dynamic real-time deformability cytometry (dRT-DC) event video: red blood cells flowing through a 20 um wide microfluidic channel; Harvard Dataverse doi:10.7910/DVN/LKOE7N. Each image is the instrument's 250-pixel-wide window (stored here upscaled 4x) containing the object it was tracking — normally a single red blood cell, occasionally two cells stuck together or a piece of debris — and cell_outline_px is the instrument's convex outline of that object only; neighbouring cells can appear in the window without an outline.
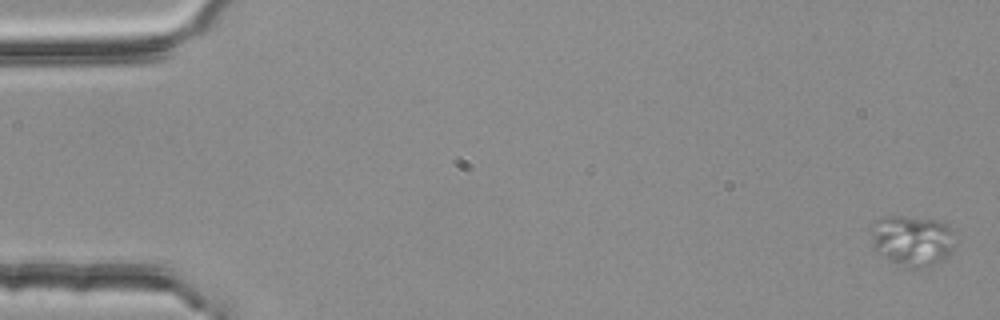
{"species": "common noctule bat (a hibernating species)", "species_latin": "Nyctalus noctula", "temperature_condition": "room temperature", "stored_images_in_passage": 6, "camera_frame_rate_fps": 3000, "um_per_image_px": 0.085, "animal": {"sex": "female", "body_mass_g": 25.1}, "frame": {"image": 1, "passage_image": 1, "time_ms": 0.0, "image_size_px": [1000, 320], "cell_outline_px": [[952, 248], [948, 256], [944, 260], [916, 268], [908, 268], [876, 252], [872, 244], [872, 224], [876, 220], [884, 216], [904, 216], [936, 220], [948, 224]], "centroid_in_image_um": [77.48, 20.42], "position_along_channel_um": 7.5, "area_um2": 24.22}}
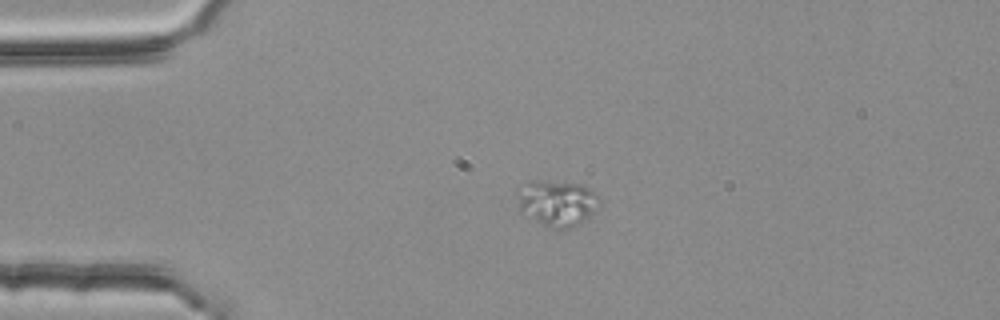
{"frame": {"image": 2, "passage_image": 4, "time_ms": 1.0, "image_size_px": [1000, 320], "cell_outline_px": [[600, 200], [592, 212], [584, 220], [568, 228], [552, 228], [520, 212], [516, 192], [516, 188], [532, 180], [544, 180], [584, 184]], "centroid_in_image_um": [47.28, 17.21], "position_along_channel_um": 37.7, "area_um2": 21.68}}